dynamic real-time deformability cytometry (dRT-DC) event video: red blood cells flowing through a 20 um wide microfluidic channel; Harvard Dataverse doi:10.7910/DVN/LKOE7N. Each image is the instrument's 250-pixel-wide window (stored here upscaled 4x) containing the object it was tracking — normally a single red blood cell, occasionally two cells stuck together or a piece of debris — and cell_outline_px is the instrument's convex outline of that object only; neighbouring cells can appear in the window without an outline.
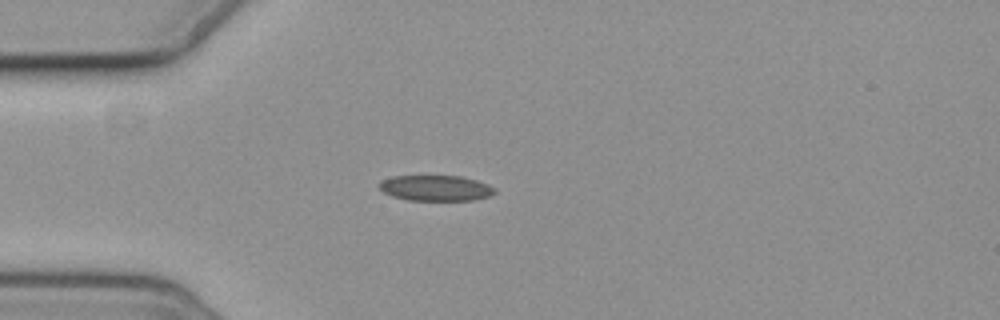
{"species": "common noctule bat (a hibernating species)", "species_latin": "Nyctalus noctula", "temperature_condition": "cold", "stored_images_in_passage": 4, "camera_frame_rate_fps": 3000, "um_per_image_px": 0.085, "animal": {"sex": "female", "body_mass_g": 19.3, "forearm_length_mm": 54.1}, "frame": {"image": 1, "passage_image": 1, "time_ms": 0.0, "image_size_px": [1000, 320], "cell_outline_px": [[496, 192], [488, 196], [472, 200], [408, 200], [392, 196], [384, 192], [380, 188], [380, 180], [392, 176], [460, 176], [476, 180], [488, 184], [496, 188]], "centroid_in_image_um": [37.04, 15.98], "position_along_channel_um": 48.0, "area_um2": 17.17}}
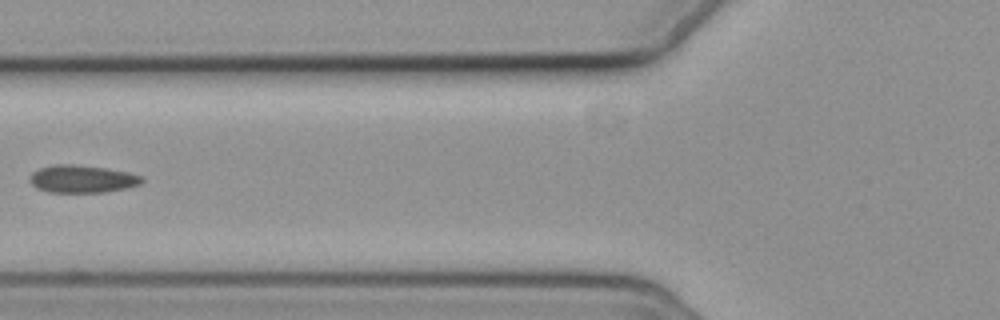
{"frame": {"image": 2, "passage_image": 3, "time_ms": 2.333, "image_size_px": [1000, 320], "cell_outline_px": [[144, 180], [140, 184], [124, 188], [104, 192], [48, 192], [36, 188], [28, 180], [28, 176], [32, 172], [40, 168], [56, 164], [76, 164], [108, 168], [128, 172], [140, 176]], "centroid_in_image_um": [6.93, 15.2], "position_along_channel_um": 118.9, "area_um2": 18.09}}
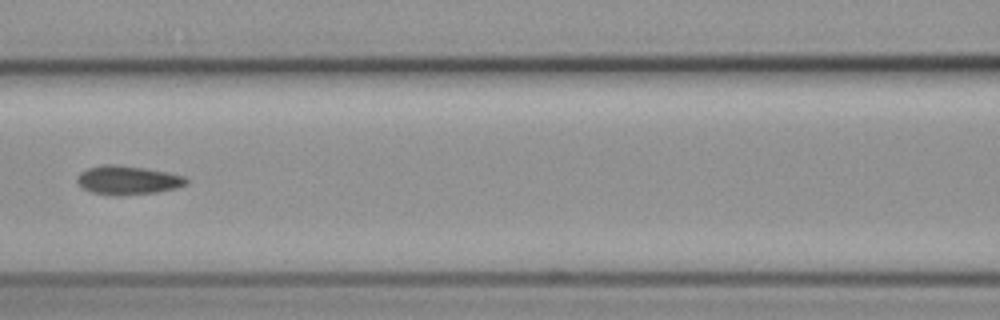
{"frame": {"image": 3, "passage_image": 4, "time_ms": 3.333, "image_size_px": [1000, 320], "cell_outline_px": [[188, 184], [176, 188], [156, 192], [120, 196], [112, 196], [92, 192], [84, 188], [76, 180], [80, 172], [88, 168], [104, 164], [112, 164], [144, 168], [168, 172], [184, 176], [188, 180]], "centroid_in_image_um": [10.87, 15.32], "position_along_channel_um": 155.7, "area_um2": 18.32}}